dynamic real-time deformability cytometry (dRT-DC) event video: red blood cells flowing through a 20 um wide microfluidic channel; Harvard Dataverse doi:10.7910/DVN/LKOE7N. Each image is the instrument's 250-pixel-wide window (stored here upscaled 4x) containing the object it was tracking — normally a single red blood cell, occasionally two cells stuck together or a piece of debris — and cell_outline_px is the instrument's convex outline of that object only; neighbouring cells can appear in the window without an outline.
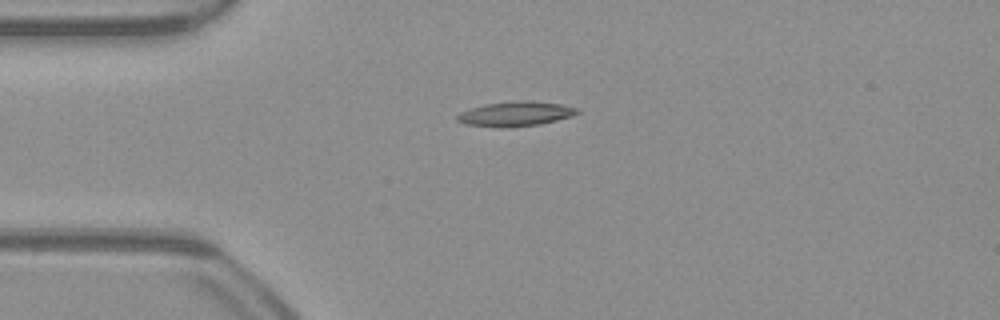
{"species": "common noctule bat (a hibernating species)", "species_latin": "Nyctalus noctula", "temperature_condition": "warm", "stored_images_in_passage": 40, "camera_frame_rate_fps": 3000, "um_per_image_px": 0.085, "animal": {"sex": "male", "body_mass_g": 23.1, "forearm_length_mm": 52.7}, "frame": {"image": 1, "passage_image": 1, "time_ms": 0.0, "image_size_px": [1000, 320], "cell_outline_px": [[580, 112], [572, 116], [540, 124], [500, 128], [464, 124], [456, 120], [456, 116], [460, 112], [484, 104], [512, 100], [532, 100], [560, 104], [580, 108]], "centroid_in_image_um": [43.82, 9.66], "position_along_channel_um": 41.2, "area_um2": 17.51}}
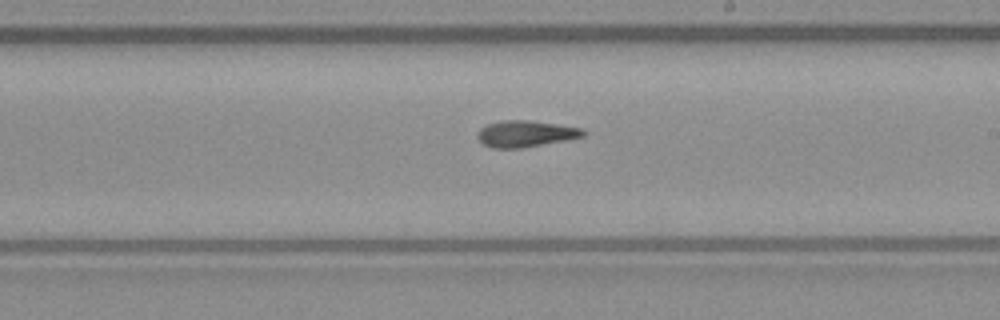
{"frame": {"image": 2, "passage_image": 18, "time_ms": 5.667, "image_size_px": [1000, 320], "cell_outline_px": [[588, 132], [584, 136], [564, 140], [520, 148], [492, 148], [484, 144], [476, 136], [476, 132], [480, 128], [488, 124], [500, 120], [528, 120], [584, 128]], "centroid_in_image_um": [44.66, 11.36], "position_along_channel_um": 244.3, "area_um2": 16.24}}
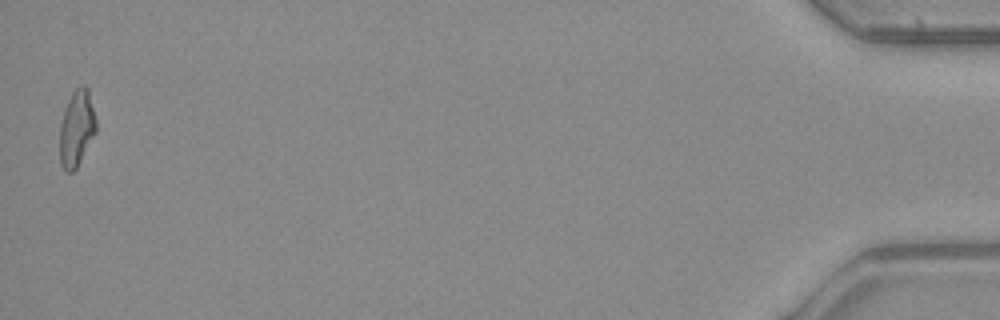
{"frame": {"image": 3, "passage_image": 40, "time_ms": 13.0, "image_size_px": [1000, 320], "cell_outline_px": [[96, 132], [76, 168], [72, 172], [64, 172], [60, 164], [60, 124], [64, 108], [72, 92], [76, 88], [84, 84], [88, 88], [96, 120]], "centroid_in_image_um": [6.5, 10.91], "position_along_channel_um": 428.7, "area_um2": 16.18}, "authors_computed_cell_mechanics": {"area_um2": 16.0106, "velocity_mm_per_s": 3.9476, "shape_relaxation_time_tau1_ms": 7.4523, "shape_relaxation_time_tau2_ms": 2.1757, "deformation_change_tau1": 0.243, "deformation_change_tau2": 0.1218}}